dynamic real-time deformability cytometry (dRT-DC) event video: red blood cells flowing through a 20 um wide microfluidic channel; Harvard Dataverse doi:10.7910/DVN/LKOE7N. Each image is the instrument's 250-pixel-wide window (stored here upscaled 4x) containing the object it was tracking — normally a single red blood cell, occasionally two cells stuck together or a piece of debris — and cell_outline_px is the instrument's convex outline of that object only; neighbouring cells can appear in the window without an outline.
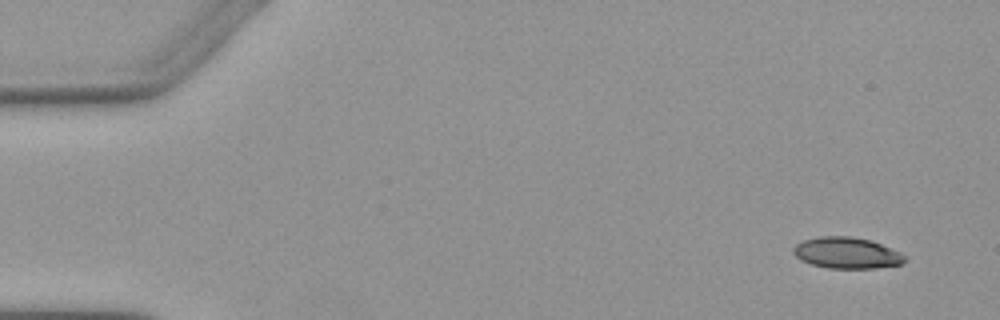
{"species": "Egyptian fruit bat (a non-hibernating species)", "species_latin": "Rousettus aegyptiacus", "temperature_condition": "warm", "stored_images_in_passage": 2, "camera_frame_rate_fps": 3000, "um_per_image_px": 0.085, "animal": {"sex": "female"}, "frame": {"image": 1, "passage_image": 2, "time_ms": 2.0, "image_size_px": [1000, 320], "cell_outline_px": [[904, 260], [900, 264], [876, 268], [828, 268], [812, 264], [800, 260], [792, 252], [792, 248], [796, 244], [804, 240], [820, 236], [852, 236], [868, 240], [880, 244], [900, 252], [904, 256]], "centroid_in_image_um": [71.92, 21.49], "position_along_channel_um": 13.1, "area_um2": 20.06}}